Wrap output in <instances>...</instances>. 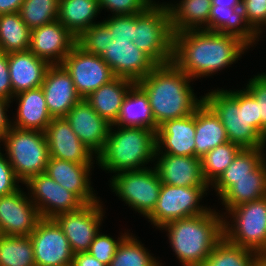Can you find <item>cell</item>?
<instances>
[{"label": "cell", "mask_w": 266, "mask_h": 266, "mask_svg": "<svg viewBox=\"0 0 266 266\" xmlns=\"http://www.w3.org/2000/svg\"><path fill=\"white\" fill-rule=\"evenodd\" d=\"M76 44L101 56L115 77L139 82L157 64L134 44V14L108 17L84 31Z\"/></svg>", "instance_id": "1"}, {"label": "cell", "mask_w": 266, "mask_h": 266, "mask_svg": "<svg viewBox=\"0 0 266 266\" xmlns=\"http://www.w3.org/2000/svg\"><path fill=\"white\" fill-rule=\"evenodd\" d=\"M249 48L234 35L205 29L187 30L174 33L172 62L191 79H199L234 64Z\"/></svg>", "instance_id": "2"}, {"label": "cell", "mask_w": 266, "mask_h": 266, "mask_svg": "<svg viewBox=\"0 0 266 266\" xmlns=\"http://www.w3.org/2000/svg\"><path fill=\"white\" fill-rule=\"evenodd\" d=\"M191 78L173 62L157 65L137 84L148 96L154 120L164 121L189 116L204 102L190 86Z\"/></svg>", "instance_id": "3"}, {"label": "cell", "mask_w": 266, "mask_h": 266, "mask_svg": "<svg viewBox=\"0 0 266 266\" xmlns=\"http://www.w3.org/2000/svg\"><path fill=\"white\" fill-rule=\"evenodd\" d=\"M214 209L167 223L170 246L183 266H201L224 239V217Z\"/></svg>", "instance_id": "4"}, {"label": "cell", "mask_w": 266, "mask_h": 266, "mask_svg": "<svg viewBox=\"0 0 266 266\" xmlns=\"http://www.w3.org/2000/svg\"><path fill=\"white\" fill-rule=\"evenodd\" d=\"M113 128L111 125L103 151L95 157L101 169L116 174L148 168L145 165L155 161L156 132L145 128Z\"/></svg>", "instance_id": "5"}, {"label": "cell", "mask_w": 266, "mask_h": 266, "mask_svg": "<svg viewBox=\"0 0 266 266\" xmlns=\"http://www.w3.org/2000/svg\"><path fill=\"white\" fill-rule=\"evenodd\" d=\"M218 89L206 93L203 99L220 118L229 142L239 145L242 149L265 147L266 140L247 120L246 89Z\"/></svg>", "instance_id": "6"}, {"label": "cell", "mask_w": 266, "mask_h": 266, "mask_svg": "<svg viewBox=\"0 0 266 266\" xmlns=\"http://www.w3.org/2000/svg\"><path fill=\"white\" fill-rule=\"evenodd\" d=\"M134 44L157 65L172 62L174 33L166 3L151 4L134 14Z\"/></svg>", "instance_id": "7"}, {"label": "cell", "mask_w": 266, "mask_h": 266, "mask_svg": "<svg viewBox=\"0 0 266 266\" xmlns=\"http://www.w3.org/2000/svg\"><path fill=\"white\" fill-rule=\"evenodd\" d=\"M1 141L22 184L34 175L45 173L50 155L44 132L12 127Z\"/></svg>", "instance_id": "8"}, {"label": "cell", "mask_w": 266, "mask_h": 266, "mask_svg": "<svg viewBox=\"0 0 266 266\" xmlns=\"http://www.w3.org/2000/svg\"><path fill=\"white\" fill-rule=\"evenodd\" d=\"M224 217V238L233 245L266 257V197L243 203L227 211Z\"/></svg>", "instance_id": "9"}, {"label": "cell", "mask_w": 266, "mask_h": 266, "mask_svg": "<svg viewBox=\"0 0 266 266\" xmlns=\"http://www.w3.org/2000/svg\"><path fill=\"white\" fill-rule=\"evenodd\" d=\"M116 196L147 218L155 209L161 180L155 167L120 172L110 178Z\"/></svg>", "instance_id": "10"}, {"label": "cell", "mask_w": 266, "mask_h": 266, "mask_svg": "<svg viewBox=\"0 0 266 266\" xmlns=\"http://www.w3.org/2000/svg\"><path fill=\"white\" fill-rule=\"evenodd\" d=\"M209 187H184L162 183L158 201L153 212L147 217L151 224L161 230L169 222L186 217L198 216L211 208L200 205Z\"/></svg>", "instance_id": "11"}, {"label": "cell", "mask_w": 266, "mask_h": 266, "mask_svg": "<svg viewBox=\"0 0 266 266\" xmlns=\"http://www.w3.org/2000/svg\"><path fill=\"white\" fill-rule=\"evenodd\" d=\"M61 65L72 77L75 89L82 99L115 78L113 71L101 56L89 54L77 44Z\"/></svg>", "instance_id": "12"}, {"label": "cell", "mask_w": 266, "mask_h": 266, "mask_svg": "<svg viewBox=\"0 0 266 266\" xmlns=\"http://www.w3.org/2000/svg\"><path fill=\"white\" fill-rule=\"evenodd\" d=\"M100 201L84 204L73 212L56 215L53 219L61 227L73 253L89 250L103 221V206Z\"/></svg>", "instance_id": "13"}, {"label": "cell", "mask_w": 266, "mask_h": 266, "mask_svg": "<svg viewBox=\"0 0 266 266\" xmlns=\"http://www.w3.org/2000/svg\"><path fill=\"white\" fill-rule=\"evenodd\" d=\"M30 200L38 208L42 218L80 209L84 203L72 192L55 182L46 173L34 175L25 183Z\"/></svg>", "instance_id": "14"}, {"label": "cell", "mask_w": 266, "mask_h": 266, "mask_svg": "<svg viewBox=\"0 0 266 266\" xmlns=\"http://www.w3.org/2000/svg\"><path fill=\"white\" fill-rule=\"evenodd\" d=\"M29 237L36 266H71L74 253L66 235L53 218H42Z\"/></svg>", "instance_id": "15"}, {"label": "cell", "mask_w": 266, "mask_h": 266, "mask_svg": "<svg viewBox=\"0 0 266 266\" xmlns=\"http://www.w3.org/2000/svg\"><path fill=\"white\" fill-rule=\"evenodd\" d=\"M21 188L0 197V234L30 236L42 219L38 208Z\"/></svg>", "instance_id": "16"}, {"label": "cell", "mask_w": 266, "mask_h": 266, "mask_svg": "<svg viewBox=\"0 0 266 266\" xmlns=\"http://www.w3.org/2000/svg\"><path fill=\"white\" fill-rule=\"evenodd\" d=\"M77 38L58 20L31 29L29 50L50 65L61 64Z\"/></svg>", "instance_id": "17"}, {"label": "cell", "mask_w": 266, "mask_h": 266, "mask_svg": "<svg viewBox=\"0 0 266 266\" xmlns=\"http://www.w3.org/2000/svg\"><path fill=\"white\" fill-rule=\"evenodd\" d=\"M44 133L50 157L78 164H93L97 157L80 141L65 117L53 118Z\"/></svg>", "instance_id": "18"}, {"label": "cell", "mask_w": 266, "mask_h": 266, "mask_svg": "<svg viewBox=\"0 0 266 266\" xmlns=\"http://www.w3.org/2000/svg\"><path fill=\"white\" fill-rule=\"evenodd\" d=\"M41 87L52 118L65 117L82 100L72 77L61 64L48 67Z\"/></svg>", "instance_id": "19"}, {"label": "cell", "mask_w": 266, "mask_h": 266, "mask_svg": "<svg viewBox=\"0 0 266 266\" xmlns=\"http://www.w3.org/2000/svg\"><path fill=\"white\" fill-rule=\"evenodd\" d=\"M72 130L97 156L103 151L110 124L82 99L65 116Z\"/></svg>", "instance_id": "20"}, {"label": "cell", "mask_w": 266, "mask_h": 266, "mask_svg": "<svg viewBox=\"0 0 266 266\" xmlns=\"http://www.w3.org/2000/svg\"><path fill=\"white\" fill-rule=\"evenodd\" d=\"M155 159V168L161 183L184 187H209L202 173L200 158L164 154L156 149Z\"/></svg>", "instance_id": "21"}, {"label": "cell", "mask_w": 266, "mask_h": 266, "mask_svg": "<svg viewBox=\"0 0 266 266\" xmlns=\"http://www.w3.org/2000/svg\"><path fill=\"white\" fill-rule=\"evenodd\" d=\"M93 164H78L49 157L45 173L68 191L74 193L84 204L99 201L90 182Z\"/></svg>", "instance_id": "22"}, {"label": "cell", "mask_w": 266, "mask_h": 266, "mask_svg": "<svg viewBox=\"0 0 266 266\" xmlns=\"http://www.w3.org/2000/svg\"><path fill=\"white\" fill-rule=\"evenodd\" d=\"M195 111L193 114L164 121L156 133L157 150L175 156H195ZM162 147V148H161ZM164 152H163V150Z\"/></svg>", "instance_id": "23"}, {"label": "cell", "mask_w": 266, "mask_h": 266, "mask_svg": "<svg viewBox=\"0 0 266 266\" xmlns=\"http://www.w3.org/2000/svg\"><path fill=\"white\" fill-rule=\"evenodd\" d=\"M8 66L13 97L42 86L50 64L30 50L8 53Z\"/></svg>", "instance_id": "24"}, {"label": "cell", "mask_w": 266, "mask_h": 266, "mask_svg": "<svg viewBox=\"0 0 266 266\" xmlns=\"http://www.w3.org/2000/svg\"><path fill=\"white\" fill-rule=\"evenodd\" d=\"M18 100V110L12 126L23 130L44 132L52 116L47 110V104L42 87L30 89L14 96Z\"/></svg>", "instance_id": "25"}, {"label": "cell", "mask_w": 266, "mask_h": 266, "mask_svg": "<svg viewBox=\"0 0 266 266\" xmlns=\"http://www.w3.org/2000/svg\"><path fill=\"white\" fill-rule=\"evenodd\" d=\"M112 126L145 128L157 133L159 126L154 120L148 96L137 83L126 93Z\"/></svg>", "instance_id": "26"}, {"label": "cell", "mask_w": 266, "mask_h": 266, "mask_svg": "<svg viewBox=\"0 0 266 266\" xmlns=\"http://www.w3.org/2000/svg\"><path fill=\"white\" fill-rule=\"evenodd\" d=\"M195 156L202 158L218 145L228 142L220 118L203 102L195 110Z\"/></svg>", "instance_id": "27"}, {"label": "cell", "mask_w": 266, "mask_h": 266, "mask_svg": "<svg viewBox=\"0 0 266 266\" xmlns=\"http://www.w3.org/2000/svg\"><path fill=\"white\" fill-rule=\"evenodd\" d=\"M166 5L173 33L202 29L209 31L211 0H181L176 5Z\"/></svg>", "instance_id": "28"}, {"label": "cell", "mask_w": 266, "mask_h": 266, "mask_svg": "<svg viewBox=\"0 0 266 266\" xmlns=\"http://www.w3.org/2000/svg\"><path fill=\"white\" fill-rule=\"evenodd\" d=\"M133 84L134 82L129 79L115 77L85 99L103 119L112 125L119 115L126 93Z\"/></svg>", "instance_id": "29"}, {"label": "cell", "mask_w": 266, "mask_h": 266, "mask_svg": "<svg viewBox=\"0 0 266 266\" xmlns=\"http://www.w3.org/2000/svg\"><path fill=\"white\" fill-rule=\"evenodd\" d=\"M209 31L240 37L250 47L260 37L247 23L242 7L211 6Z\"/></svg>", "instance_id": "30"}, {"label": "cell", "mask_w": 266, "mask_h": 266, "mask_svg": "<svg viewBox=\"0 0 266 266\" xmlns=\"http://www.w3.org/2000/svg\"><path fill=\"white\" fill-rule=\"evenodd\" d=\"M263 197H266V158L253 170V177L235 180L234 185L219 199L228 211Z\"/></svg>", "instance_id": "31"}, {"label": "cell", "mask_w": 266, "mask_h": 266, "mask_svg": "<svg viewBox=\"0 0 266 266\" xmlns=\"http://www.w3.org/2000/svg\"><path fill=\"white\" fill-rule=\"evenodd\" d=\"M264 148L241 149L231 164L211 185L221 198L233 185L235 180L253 177V170L266 158Z\"/></svg>", "instance_id": "32"}, {"label": "cell", "mask_w": 266, "mask_h": 266, "mask_svg": "<svg viewBox=\"0 0 266 266\" xmlns=\"http://www.w3.org/2000/svg\"><path fill=\"white\" fill-rule=\"evenodd\" d=\"M100 13L98 0H60L58 21L76 38L94 25Z\"/></svg>", "instance_id": "33"}, {"label": "cell", "mask_w": 266, "mask_h": 266, "mask_svg": "<svg viewBox=\"0 0 266 266\" xmlns=\"http://www.w3.org/2000/svg\"><path fill=\"white\" fill-rule=\"evenodd\" d=\"M31 29L19 12L0 14V51L6 54L29 50Z\"/></svg>", "instance_id": "34"}, {"label": "cell", "mask_w": 266, "mask_h": 266, "mask_svg": "<svg viewBox=\"0 0 266 266\" xmlns=\"http://www.w3.org/2000/svg\"><path fill=\"white\" fill-rule=\"evenodd\" d=\"M0 266H36L30 237L0 234Z\"/></svg>", "instance_id": "35"}, {"label": "cell", "mask_w": 266, "mask_h": 266, "mask_svg": "<svg viewBox=\"0 0 266 266\" xmlns=\"http://www.w3.org/2000/svg\"><path fill=\"white\" fill-rule=\"evenodd\" d=\"M260 259L257 253L233 245L224 238L201 266H256Z\"/></svg>", "instance_id": "36"}, {"label": "cell", "mask_w": 266, "mask_h": 266, "mask_svg": "<svg viewBox=\"0 0 266 266\" xmlns=\"http://www.w3.org/2000/svg\"><path fill=\"white\" fill-rule=\"evenodd\" d=\"M141 244L136 236L128 233L118 245L109 266H162Z\"/></svg>", "instance_id": "37"}, {"label": "cell", "mask_w": 266, "mask_h": 266, "mask_svg": "<svg viewBox=\"0 0 266 266\" xmlns=\"http://www.w3.org/2000/svg\"><path fill=\"white\" fill-rule=\"evenodd\" d=\"M241 149L239 145L228 141L210 150L201 158L202 173L209 186L220 177Z\"/></svg>", "instance_id": "38"}, {"label": "cell", "mask_w": 266, "mask_h": 266, "mask_svg": "<svg viewBox=\"0 0 266 266\" xmlns=\"http://www.w3.org/2000/svg\"><path fill=\"white\" fill-rule=\"evenodd\" d=\"M60 0H24L19 14L30 29L58 20Z\"/></svg>", "instance_id": "39"}, {"label": "cell", "mask_w": 266, "mask_h": 266, "mask_svg": "<svg viewBox=\"0 0 266 266\" xmlns=\"http://www.w3.org/2000/svg\"><path fill=\"white\" fill-rule=\"evenodd\" d=\"M127 234L128 233H124L121 237H118L117 240H114V238L106 234H101L99 231L87 252L95 257L99 262L109 266L116 253L118 245Z\"/></svg>", "instance_id": "40"}, {"label": "cell", "mask_w": 266, "mask_h": 266, "mask_svg": "<svg viewBox=\"0 0 266 266\" xmlns=\"http://www.w3.org/2000/svg\"><path fill=\"white\" fill-rule=\"evenodd\" d=\"M99 8L111 11L112 16L139 14L151 4H158L153 0H98Z\"/></svg>", "instance_id": "41"}, {"label": "cell", "mask_w": 266, "mask_h": 266, "mask_svg": "<svg viewBox=\"0 0 266 266\" xmlns=\"http://www.w3.org/2000/svg\"><path fill=\"white\" fill-rule=\"evenodd\" d=\"M258 102L261 118V136L266 140V73L258 74L248 81L245 88Z\"/></svg>", "instance_id": "42"}, {"label": "cell", "mask_w": 266, "mask_h": 266, "mask_svg": "<svg viewBox=\"0 0 266 266\" xmlns=\"http://www.w3.org/2000/svg\"><path fill=\"white\" fill-rule=\"evenodd\" d=\"M245 19L250 27L260 36L266 26V0H242Z\"/></svg>", "instance_id": "43"}, {"label": "cell", "mask_w": 266, "mask_h": 266, "mask_svg": "<svg viewBox=\"0 0 266 266\" xmlns=\"http://www.w3.org/2000/svg\"><path fill=\"white\" fill-rule=\"evenodd\" d=\"M19 182L22 183L16 176L7 156L5 157V154L0 152V197L19 190Z\"/></svg>", "instance_id": "44"}, {"label": "cell", "mask_w": 266, "mask_h": 266, "mask_svg": "<svg viewBox=\"0 0 266 266\" xmlns=\"http://www.w3.org/2000/svg\"><path fill=\"white\" fill-rule=\"evenodd\" d=\"M0 97L13 98V90L9 75L8 55L0 51Z\"/></svg>", "instance_id": "45"}, {"label": "cell", "mask_w": 266, "mask_h": 266, "mask_svg": "<svg viewBox=\"0 0 266 266\" xmlns=\"http://www.w3.org/2000/svg\"><path fill=\"white\" fill-rule=\"evenodd\" d=\"M246 115L250 125L261 135V118L257 100L246 90Z\"/></svg>", "instance_id": "46"}, {"label": "cell", "mask_w": 266, "mask_h": 266, "mask_svg": "<svg viewBox=\"0 0 266 266\" xmlns=\"http://www.w3.org/2000/svg\"><path fill=\"white\" fill-rule=\"evenodd\" d=\"M11 100L0 97V143L4 136L12 129V122L9 120L7 116L9 103Z\"/></svg>", "instance_id": "47"}, {"label": "cell", "mask_w": 266, "mask_h": 266, "mask_svg": "<svg viewBox=\"0 0 266 266\" xmlns=\"http://www.w3.org/2000/svg\"><path fill=\"white\" fill-rule=\"evenodd\" d=\"M71 266H106V265L99 262L95 257H93L90 253L86 251V252L74 253Z\"/></svg>", "instance_id": "48"}, {"label": "cell", "mask_w": 266, "mask_h": 266, "mask_svg": "<svg viewBox=\"0 0 266 266\" xmlns=\"http://www.w3.org/2000/svg\"><path fill=\"white\" fill-rule=\"evenodd\" d=\"M24 0H0V14L19 12Z\"/></svg>", "instance_id": "49"}, {"label": "cell", "mask_w": 266, "mask_h": 266, "mask_svg": "<svg viewBox=\"0 0 266 266\" xmlns=\"http://www.w3.org/2000/svg\"><path fill=\"white\" fill-rule=\"evenodd\" d=\"M212 6L241 8L242 0H211Z\"/></svg>", "instance_id": "50"}, {"label": "cell", "mask_w": 266, "mask_h": 266, "mask_svg": "<svg viewBox=\"0 0 266 266\" xmlns=\"http://www.w3.org/2000/svg\"><path fill=\"white\" fill-rule=\"evenodd\" d=\"M256 266H266V257L261 258V259L257 262Z\"/></svg>", "instance_id": "51"}]
</instances>
